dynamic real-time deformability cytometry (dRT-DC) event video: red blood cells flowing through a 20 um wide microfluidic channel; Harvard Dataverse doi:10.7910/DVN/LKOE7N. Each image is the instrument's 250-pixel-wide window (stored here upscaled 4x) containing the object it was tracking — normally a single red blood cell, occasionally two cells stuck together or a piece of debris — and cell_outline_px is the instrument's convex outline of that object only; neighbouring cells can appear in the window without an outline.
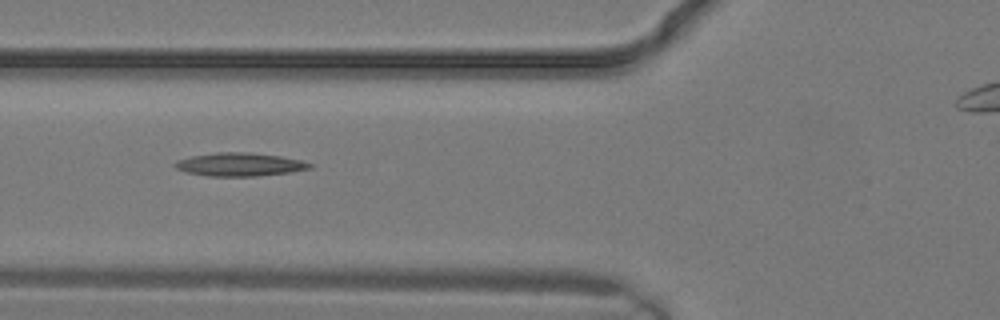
{"species": "common noctule bat (a hibernating species)", "species_latin": "Nyctalus noctula", "temperature_condition": "warm", "stored_images_in_passage": 3, "camera_frame_rate_fps": 3000, "um_per_image_px": 0.085, "animal": {"sex": "male", "body_mass_g": 19.2, "forearm_length_mm": 51.8}, "frame": {"image": 1, "passage_image": 2, "time_ms": 0.333, "image_size_px": [1000, 320], "cell_outline_px": [[316, 164], [312, 168], [288, 172], [256, 176], [208, 176], [184, 172], [176, 168], [172, 164], [176, 160], [192, 156], [216, 152], [244, 152], [280, 156], [300, 160]], "centroid_in_image_um": [20.35, 13.98], "position_along_channel_um": 105.5, "area_um2": 18.32}}